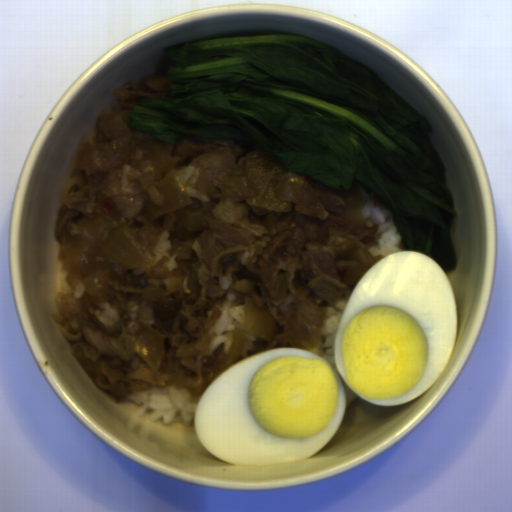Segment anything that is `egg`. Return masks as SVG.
<instances>
[{"label":"egg","mask_w":512,"mask_h":512,"mask_svg":"<svg viewBox=\"0 0 512 512\" xmlns=\"http://www.w3.org/2000/svg\"><path fill=\"white\" fill-rule=\"evenodd\" d=\"M458 312L443 269L415 251L387 255L355 285L337 326L334 363L366 402L399 406L423 395L455 345Z\"/></svg>","instance_id":"obj_1"},{"label":"egg","mask_w":512,"mask_h":512,"mask_svg":"<svg viewBox=\"0 0 512 512\" xmlns=\"http://www.w3.org/2000/svg\"><path fill=\"white\" fill-rule=\"evenodd\" d=\"M345 388L334 368L304 348L239 360L199 399L201 444L235 465L297 463L324 448L342 425Z\"/></svg>","instance_id":"obj_2"}]
</instances>
